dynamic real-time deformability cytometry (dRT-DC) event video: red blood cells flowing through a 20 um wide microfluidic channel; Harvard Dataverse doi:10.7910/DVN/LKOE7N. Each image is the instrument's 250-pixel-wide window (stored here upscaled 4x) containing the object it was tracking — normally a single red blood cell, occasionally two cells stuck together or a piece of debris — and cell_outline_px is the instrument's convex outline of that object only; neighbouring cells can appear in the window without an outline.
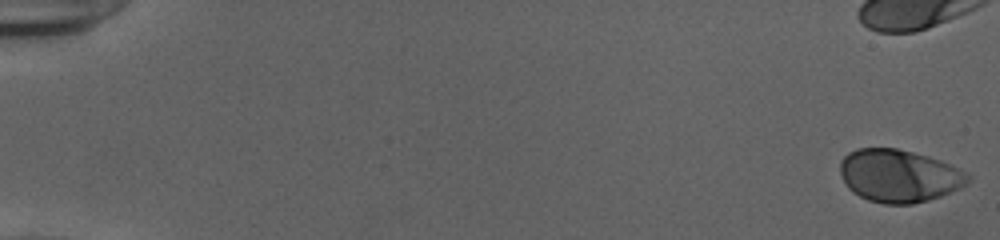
{"species": "human", "species_latin": "Homo sapiens", "temperature_condition": "cold", "stored_images_in_passage": 44, "camera_frame_rate_fps": 3000, "um_per_image_px": 0.085, "donor": {"sex": "female"}, "frame": {"image": 1, "passage_image": 1, "time_ms": 0.0, "image_size_px": [1000, 240], "cell_outline_px": [[972, 176], [968, 184], [960, 188], [940, 196], [928, 200], [912, 204], [884, 204], [868, 200], [852, 192], [848, 188], [840, 172], [840, 160], [848, 152], [856, 148], [896, 148], [928, 156], [940, 160]], "centroid_in_image_um": [76.4, 14.94], "position_along_channel_um": 8.6, "area_um2": 39.25}}